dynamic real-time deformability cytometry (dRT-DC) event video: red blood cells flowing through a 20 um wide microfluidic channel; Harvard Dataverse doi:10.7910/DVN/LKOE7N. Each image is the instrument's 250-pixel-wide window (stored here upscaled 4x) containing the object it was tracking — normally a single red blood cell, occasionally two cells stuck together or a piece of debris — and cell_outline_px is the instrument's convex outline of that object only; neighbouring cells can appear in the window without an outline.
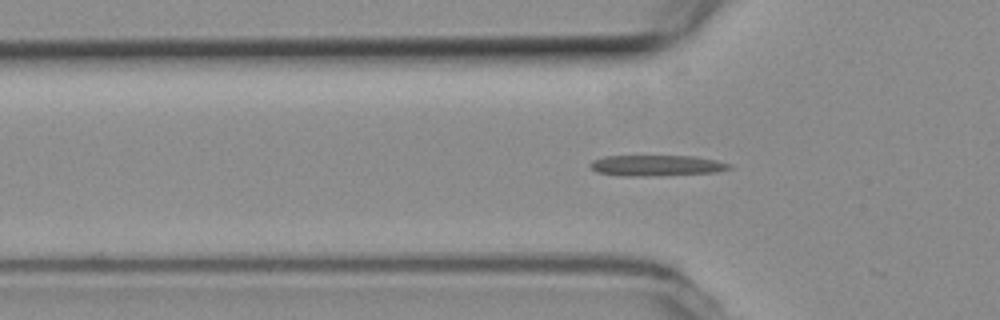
{"species": "common noctule bat (a hibernating species)", "species_latin": "Nyctalus noctula", "temperature_condition": "room temperature", "stored_images_in_passage": 11, "camera_frame_rate_fps": 3000, "um_per_image_px": 0.085, "animal": {"sex": "female", "body_mass_g": 19.3, "forearm_length_mm": 54.1}, "frame": {"image": 1, "passage_image": 10, "time_ms": 3.0, "image_size_px": [1000, 320], "cell_outline_px": [[732, 168], [716, 172], [644, 176], [624, 176], [596, 172], [588, 164], [592, 160], [604, 156], [692, 156], [716, 160], [732, 164]], "centroid_in_image_um": [55.78, 14.06], "position_along_channel_um": 70.0, "area_um2": 16.82}}